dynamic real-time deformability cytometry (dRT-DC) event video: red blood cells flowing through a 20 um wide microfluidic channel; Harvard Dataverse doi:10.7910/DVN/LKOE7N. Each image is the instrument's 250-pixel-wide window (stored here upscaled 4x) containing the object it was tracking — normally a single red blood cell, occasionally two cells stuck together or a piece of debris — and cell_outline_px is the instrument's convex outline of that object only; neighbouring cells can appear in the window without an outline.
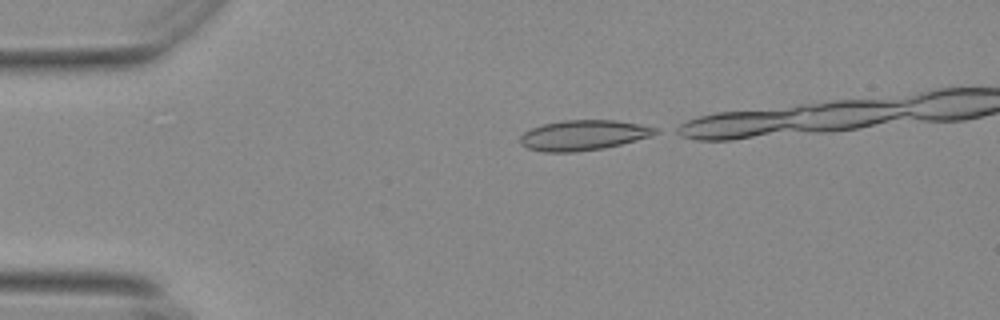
{"species": "Egyptian fruit bat (a non-hibernating species)", "species_latin": "Rousettus aegyptiacus", "temperature_condition": "warm", "stored_images_in_passage": 13, "camera_frame_rate_fps": 3000, "um_per_image_px": 0.085, "animal": {"sex": "female"}, "frame": {"image": 1, "passage_image": 1, "time_ms": 0.0, "image_size_px": [1000, 320], "cell_outline_px": [[660, 132], [652, 136], [604, 148], [576, 152], [544, 152], [528, 148], [520, 144], [520, 136], [524, 132], [532, 128], [544, 124], [564, 120], [616, 120], [640, 124], [660, 128]], "centroid_in_image_um": [49.62, 11.49], "position_along_channel_um": 35.4, "area_um2": 23.87}}
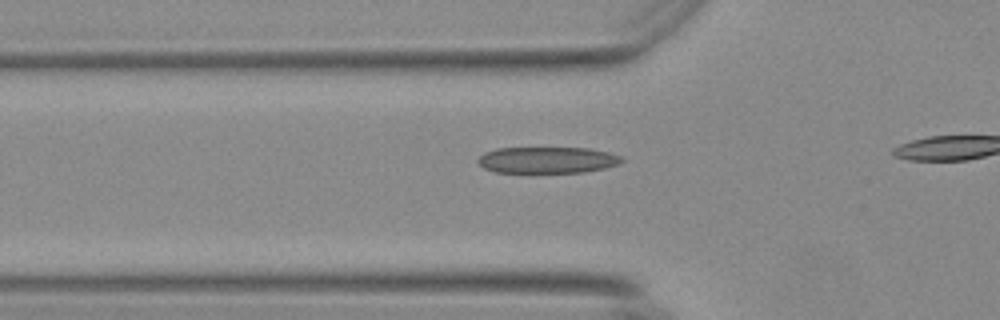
{"frame": {"image": 2, "passage_image": 8, "time_ms": 2.333, "image_size_px": [1000, 320], "cell_outline_px": [[624, 160], [620, 164], [604, 168], [584, 172], [496, 172], [484, 168], [476, 160], [484, 152], [496, 148], [588, 148], [608, 152], [620, 156]], "centroid_in_image_um": [46.52, 13.59], "position_along_channel_um": 79.3, "area_um2": 22.02}}
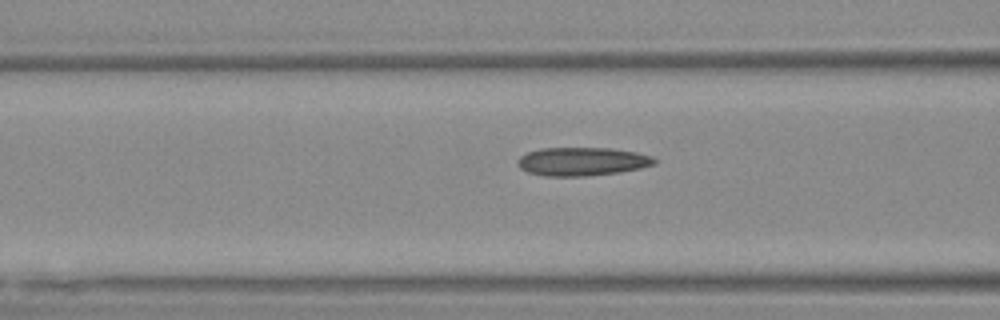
{"frame": {"image": 3, "passage_image": 11, "time_ms": 3.333, "image_size_px": [1000, 320], "cell_outline_px": [[656, 164], [640, 168], [620, 172], [588, 176], [544, 176], [528, 172], [520, 168], [516, 164], [516, 160], [520, 156], [528, 152], [540, 148], [612, 148], [636, 152], [652, 156], [656, 160]], "centroid_in_image_um": [49.46, 13.73], "position_along_channel_um": 117.1, "area_um2": 22.83}}